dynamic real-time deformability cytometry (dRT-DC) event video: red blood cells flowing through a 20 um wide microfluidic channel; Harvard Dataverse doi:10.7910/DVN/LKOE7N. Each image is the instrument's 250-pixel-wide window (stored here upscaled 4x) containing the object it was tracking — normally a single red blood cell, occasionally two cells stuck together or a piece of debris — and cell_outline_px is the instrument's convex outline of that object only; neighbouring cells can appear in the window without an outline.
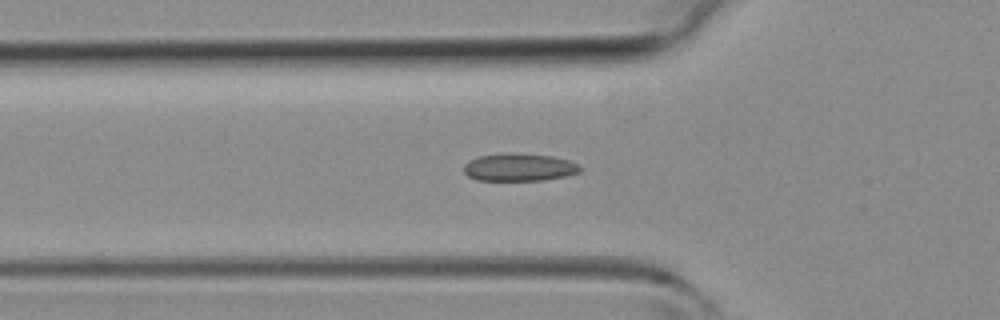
{"species": "common noctule bat (a hibernating species)", "species_latin": "Nyctalus noctula", "temperature_condition": "room temperature", "stored_images_in_passage": 44, "camera_frame_rate_fps": 3000, "um_per_image_px": 0.085, "animal": {"sex": "female", "body_mass_g": 19.3, "forearm_length_mm": 54.1}, "frame": {"image": 1, "passage_image": 14, "time_ms": 4.333, "image_size_px": [1000, 320], "cell_outline_px": [[584, 168], [580, 172], [564, 176], [544, 180], [476, 180], [468, 176], [464, 172], [464, 164], [468, 160], [480, 156], [500, 152], [512, 152], [552, 156], [568, 160]], "centroid_in_image_um": [44.1, 14.2], "position_along_channel_um": 81.7, "area_um2": 18.96}}
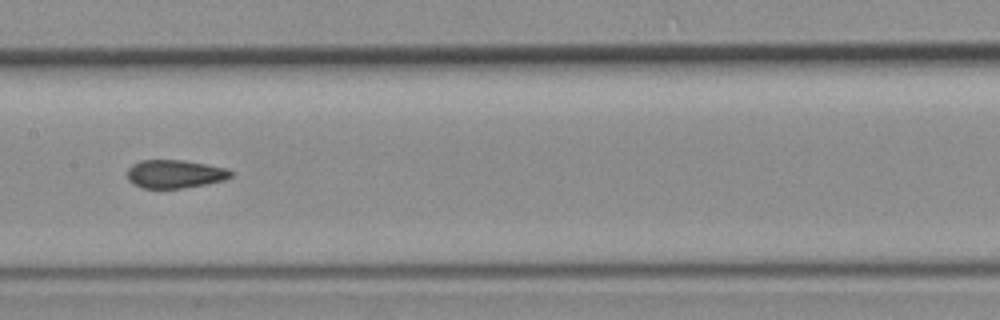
{"frame": {"image": 2, "passage_image": 21, "time_ms": 6.667, "image_size_px": [1000, 320], "cell_outline_px": [[232, 176], [224, 180], [204, 184], [180, 188], [140, 188], [132, 184], [128, 180], [128, 168], [132, 164], [140, 160], [184, 160], [228, 168], [232, 172]], "centroid_in_image_um": [14.84, 14.78], "position_along_channel_um": 192.6, "area_um2": 17.11}}
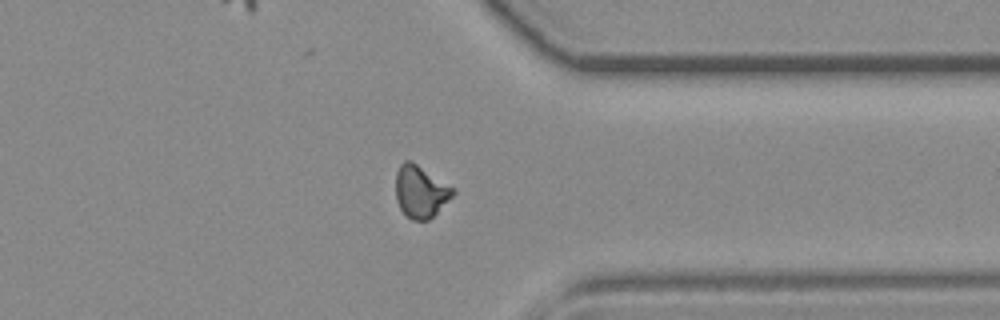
{"frame": {"image": 3, "passage_image": 33, "time_ms": 10.667, "image_size_px": [1000, 320], "cell_outline_px": [[456, 192], [428, 220], [412, 220], [400, 208], [396, 200], [396, 172], [400, 164], [404, 160], [412, 160], [456, 188]], "centroid_in_image_um": [35.75, 16.23], "position_along_channel_um": 375.6, "area_um2": 17.46}}